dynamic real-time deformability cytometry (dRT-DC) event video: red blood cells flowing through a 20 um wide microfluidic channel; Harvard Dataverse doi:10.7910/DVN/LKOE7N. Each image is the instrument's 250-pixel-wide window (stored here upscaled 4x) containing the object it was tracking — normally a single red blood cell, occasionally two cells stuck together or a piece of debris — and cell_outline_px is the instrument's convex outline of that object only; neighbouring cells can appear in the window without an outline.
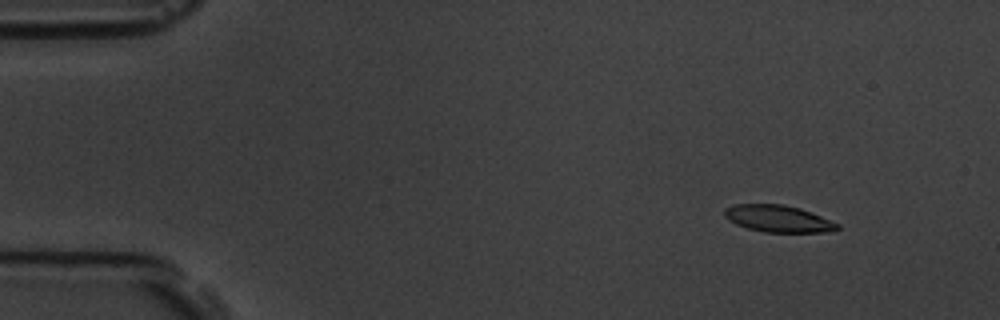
{"species": "common noctule bat (a hibernating species)", "species_latin": "Nyctalus noctula", "temperature_condition": "room temperature", "stored_images_in_passage": 6, "camera_frame_rate_fps": 3000, "um_per_image_px": 0.085, "animal": {"sex": "male", "body_mass_g": 19.5, "forearm_length_mm": 54.6}, "frame": {"image": 1, "passage_image": 2, "time_ms": 1.0, "image_size_px": [1000, 320], "cell_outline_px": [[840, 228], [824, 232], [764, 232], [748, 228], [736, 224], [728, 220], [724, 216], [724, 208], [732, 204], [784, 204], [800, 208], [840, 224]], "centroid_in_image_um": [66.1, 18.58], "position_along_channel_um": 18.9, "area_um2": 17.69}}